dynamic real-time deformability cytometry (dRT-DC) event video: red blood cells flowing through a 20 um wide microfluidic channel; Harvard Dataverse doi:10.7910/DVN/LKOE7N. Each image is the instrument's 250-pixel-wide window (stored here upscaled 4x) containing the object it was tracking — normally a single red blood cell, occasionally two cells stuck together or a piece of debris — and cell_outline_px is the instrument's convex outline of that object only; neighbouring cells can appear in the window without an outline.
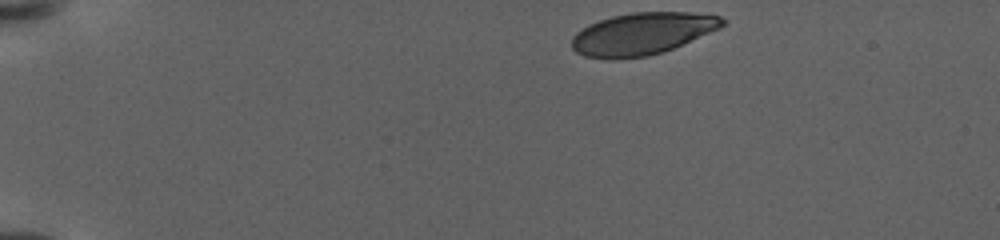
{"species": "human", "species_latin": "Homo sapiens", "temperature_condition": "warm", "stored_images_in_passage": 53, "camera_frame_rate_fps": 3000, "um_per_image_px": 0.085, "donor": {"sex": "female"}, "frame": {"image": 1, "passage_image": 1, "time_ms": 0.0, "image_size_px": [1000, 240], "cell_outline_px": [[728, 24], [720, 28], [664, 52], [648, 56], [584, 56], [576, 52], [572, 48], [572, 36], [576, 32], [588, 24], [612, 16], [632, 12], [688, 12], [720, 16], [728, 20]], "centroid_in_image_um": [54.65, 2.82], "position_along_channel_um": 30.3, "area_um2": 36.36}}
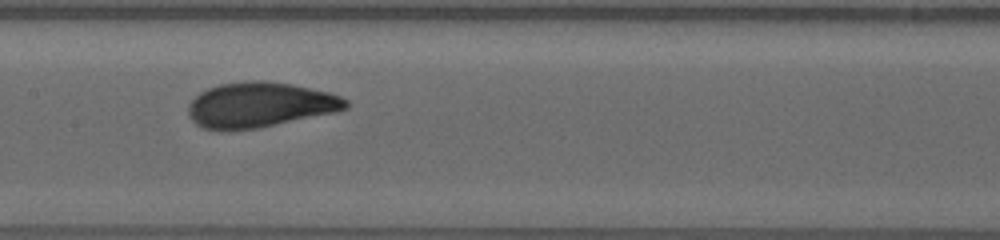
{"frame": {"image": 2, "passage_image": 27, "time_ms": 8.667, "image_size_px": [1000, 240], "cell_outline_px": [[348, 108], [336, 112], [256, 128], [204, 128], [196, 124], [188, 116], [188, 104], [200, 92], [208, 88], [220, 84], [248, 80], [264, 80], [292, 84], [328, 92], [340, 96], [348, 100]], "centroid_in_image_um": [22.1, 8.88], "position_along_channel_um": 185.3, "area_um2": 40.92}}
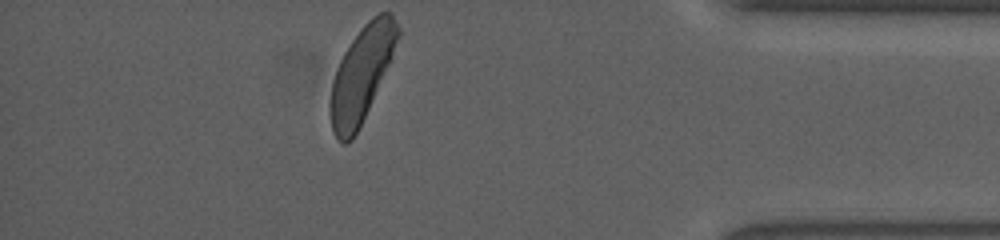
{"frame": {"image": 3, "passage_image": 53, "time_ms": 17.333, "image_size_px": [1000, 240], "cell_outline_px": [[400, 36], [388, 64], [368, 108], [352, 140], [344, 144], [336, 136], [332, 128], [332, 84], [336, 68], [344, 52], [360, 28], [372, 16], [380, 12], [392, 12], [400, 28]], "centroid_in_image_um": [30.76, 6.19], "position_along_channel_um": 404.4, "area_um2": 36.01}, "authors_computed_cell_mechanics": {"area_um2": 39.4774, "velocity_mm_per_s": 2.8773, "shape_relaxation_time_tau1_ms": 3.7556, "shape_relaxation_time_tau2_ms": 0.9796, "deformation_change_tau1": 0.143, "deformation_change_tau2": 0.0607}}